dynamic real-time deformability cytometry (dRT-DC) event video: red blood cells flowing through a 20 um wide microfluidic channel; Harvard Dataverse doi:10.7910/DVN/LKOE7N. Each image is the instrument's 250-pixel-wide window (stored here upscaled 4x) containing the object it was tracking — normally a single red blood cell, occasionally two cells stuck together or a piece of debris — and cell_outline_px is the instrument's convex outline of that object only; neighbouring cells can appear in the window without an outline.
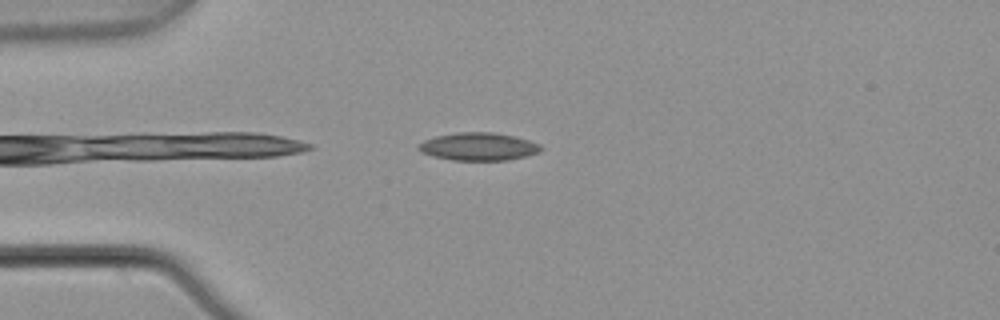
{"species": "common noctule bat (a hibernating species)", "species_latin": "Nyctalus noctula", "temperature_condition": "warm", "stored_images_in_passage": 1, "camera_frame_rate_fps": 3000, "um_per_image_px": 0.085, "animal": {"sex": "male", "body_mass_g": 21.5, "forearm_length_mm": 52.0}, "frame": {"image": 1, "passage_image": 1, "time_ms": 0.0, "image_size_px": [1000, 320], "cell_outline_px": [[544, 148], [536, 152], [524, 156], [508, 160], [452, 160], [432, 156], [420, 152], [416, 148], [424, 140], [436, 136], [456, 132], [492, 132], [516, 136], [540, 144]], "centroid_in_image_um": [40.64, 12.45], "position_along_channel_um": 44.4, "area_um2": 19.83}}